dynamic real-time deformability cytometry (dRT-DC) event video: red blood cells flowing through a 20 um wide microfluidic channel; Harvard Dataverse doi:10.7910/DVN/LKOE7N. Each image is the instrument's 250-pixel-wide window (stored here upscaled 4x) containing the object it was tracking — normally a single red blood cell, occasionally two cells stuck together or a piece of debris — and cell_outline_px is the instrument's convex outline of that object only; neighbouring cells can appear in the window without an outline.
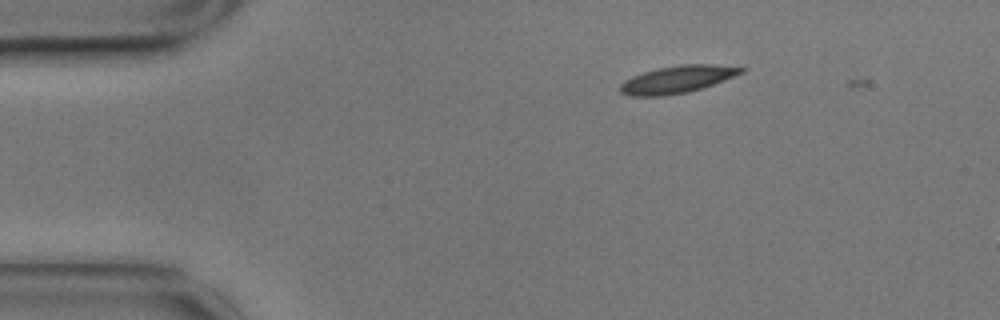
{"species": "common noctule bat (a hibernating species)", "species_latin": "Nyctalus noctula", "temperature_condition": "cold", "stored_images_in_passage": 3, "camera_frame_rate_fps": 3000, "um_per_image_px": 0.085, "animal": {"sex": "male", "body_mass_g": 17.9}, "frame": {"image": 1, "passage_image": 2, "time_ms": 0.333, "image_size_px": [1000, 320], "cell_outline_px": [[748, 68], [744, 72], [712, 84], [688, 92], [660, 96], [628, 96], [620, 92], [620, 84], [624, 80], [632, 76], [656, 68], [680, 64], [712, 64]], "centroid_in_image_um": [57.53, 6.74], "position_along_channel_um": 27.5, "area_um2": 19.19}}